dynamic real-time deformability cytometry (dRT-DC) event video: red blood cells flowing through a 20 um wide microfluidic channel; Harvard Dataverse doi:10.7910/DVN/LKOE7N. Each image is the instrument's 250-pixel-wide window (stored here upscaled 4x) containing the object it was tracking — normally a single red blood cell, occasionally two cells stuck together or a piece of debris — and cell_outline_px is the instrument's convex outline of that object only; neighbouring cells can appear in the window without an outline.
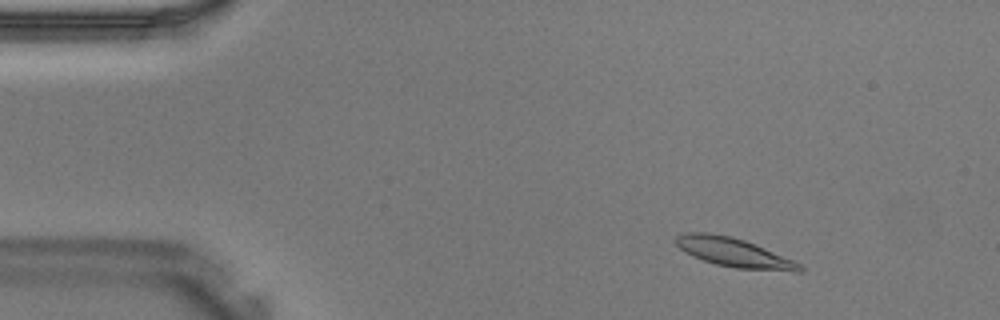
{"species": "Egyptian fruit bat (a non-hibernating species)", "species_latin": "Rousettus aegyptiacus", "temperature_condition": "warm", "stored_images_in_passage": 40, "camera_frame_rate_fps": 3000, "um_per_image_px": 0.085, "animal": {"sex": "male"}, "frame": {"image": 1, "passage_image": 4, "time_ms": 1.0, "image_size_px": [1000, 320], "cell_outline_px": [[804, 268], [800, 272], [792, 272], [736, 268], [716, 264], [692, 256], [684, 252], [676, 244], [676, 236], [688, 232], [704, 232], [728, 236], [744, 240], [792, 260], [800, 264]], "centroid_in_image_um": [62.37, 21.48], "position_along_channel_um": 22.6, "area_um2": 20.58}}
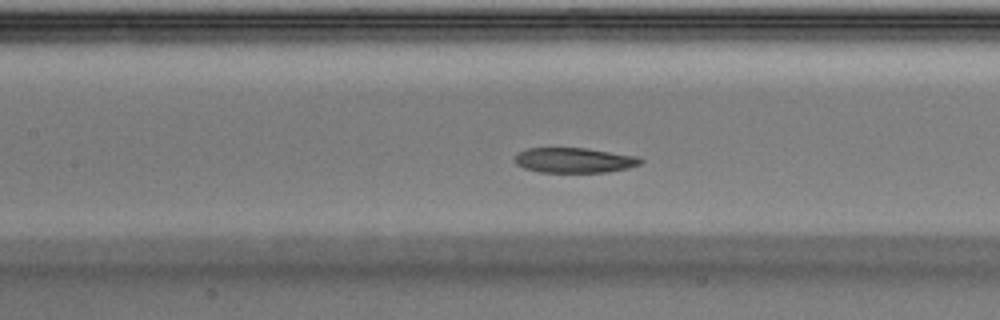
{"frame": {"image": 2, "passage_image": 17, "time_ms": 5.333, "image_size_px": [1000, 320], "cell_outline_px": [[644, 160], [640, 164], [628, 168], [608, 172], [540, 172], [524, 168], [516, 164], [516, 152], [528, 148], [584, 148], [640, 156]], "centroid_in_image_um": [48.84, 13.62], "position_along_channel_um": 158.6, "area_um2": 18.44}}
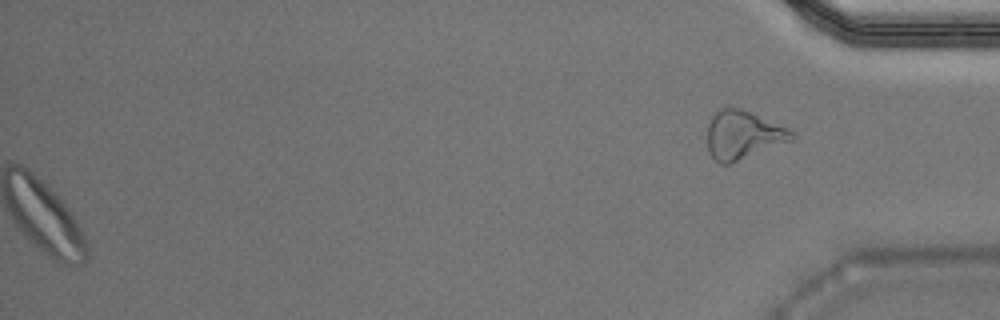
{"frame": {"image": 3, "passage_image": 40, "time_ms": 13.0, "image_size_px": [1000, 320], "cell_outline_px": [[796, 136], [792, 140], [732, 164], [720, 164], [708, 152], [708, 124], [712, 116], [720, 108], [740, 108], [788, 128]], "centroid_in_image_um": [63.14, 11.49], "position_along_channel_um": 372.1, "area_um2": 23.7}}